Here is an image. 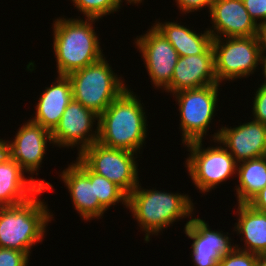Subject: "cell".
Segmentation results:
<instances>
[{"instance_id": "1", "label": "cell", "mask_w": 266, "mask_h": 266, "mask_svg": "<svg viewBox=\"0 0 266 266\" xmlns=\"http://www.w3.org/2000/svg\"><path fill=\"white\" fill-rule=\"evenodd\" d=\"M128 88L99 115L98 142L109 148L137 153L146 137V115Z\"/></svg>"}, {"instance_id": "2", "label": "cell", "mask_w": 266, "mask_h": 266, "mask_svg": "<svg viewBox=\"0 0 266 266\" xmlns=\"http://www.w3.org/2000/svg\"><path fill=\"white\" fill-rule=\"evenodd\" d=\"M95 20L98 19L86 18L83 21L60 18L55 21L53 49L58 75L67 76L103 57L99 37L92 27Z\"/></svg>"}, {"instance_id": "3", "label": "cell", "mask_w": 266, "mask_h": 266, "mask_svg": "<svg viewBox=\"0 0 266 266\" xmlns=\"http://www.w3.org/2000/svg\"><path fill=\"white\" fill-rule=\"evenodd\" d=\"M138 184L128 195L127 208L132 211L142 230L145 241L151 234H156L170 226L174 221L189 218L193 212V203L188 195L166 193L158 190H145ZM181 217V218H180Z\"/></svg>"}, {"instance_id": "4", "label": "cell", "mask_w": 266, "mask_h": 266, "mask_svg": "<svg viewBox=\"0 0 266 266\" xmlns=\"http://www.w3.org/2000/svg\"><path fill=\"white\" fill-rule=\"evenodd\" d=\"M37 196L16 206L0 207V248L16 249L29 256L31 246L42 242L52 217Z\"/></svg>"}, {"instance_id": "5", "label": "cell", "mask_w": 266, "mask_h": 266, "mask_svg": "<svg viewBox=\"0 0 266 266\" xmlns=\"http://www.w3.org/2000/svg\"><path fill=\"white\" fill-rule=\"evenodd\" d=\"M72 85L73 100L102 114L127 88L112 71L105 57L67 75Z\"/></svg>"}, {"instance_id": "6", "label": "cell", "mask_w": 266, "mask_h": 266, "mask_svg": "<svg viewBox=\"0 0 266 266\" xmlns=\"http://www.w3.org/2000/svg\"><path fill=\"white\" fill-rule=\"evenodd\" d=\"M213 38L215 75L222 80H234L254 73L261 58L258 36Z\"/></svg>"}, {"instance_id": "7", "label": "cell", "mask_w": 266, "mask_h": 266, "mask_svg": "<svg viewBox=\"0 0 266 266\" xmlns=\"http://www.w3.org/2000/svg\"><path fill=\"white\" fill-rule=\"evenodd\" d=\"M134 154L96 142L86 147L78 156L94 173L115 183L129 195L139 184Z\"/></svg>"}, {"instance_id": "8", "label": "cell", "mask_w": 266, "mask_h": 266, "mask_svg": "<svg viewBox=\"0 0 266 266\" xmlns=\"http://www.w3.org/2000/svg\"><path fill=\"white\" fill-rule=\"evenodd\" d=\"M190 154L187 170L193 183L202 192H209L237 171V162L222 146L202 148V141L187 143Z\"/></svg>"}, {"instance_id": "9", "label": "cell", "mask_w": 266, "mask_h": 266, "mask_svg": "<svg viewBox=\"0 0 266 266\" xmlns=\"http://www.w3.org/2000/svg\"><path fill=\"white\" fill-rule=\"evenodd\" d=\"M219 84L187 89L175 93L178 101L182 129V143L202 141L217 103Z\"/></svg>"}, {"instance_id": "10", "label": "cell", "mask_w": 266, "mask_h": 266, "mask_svg": "<svg viewBox=\"0 0 266 266\" xmlns=\"http://www.w3.org/2000/svg\"><path fill=\"white\" fill-rule=\"evenodd\" d=\"M136 40L152 83L156 88L163 87L166 90L171 84L174 67L179 59L177 51L154 26Z\"/></svg>"}, {"instance_id": "11", "label": "cell", "mask_w": 266, "mask_h": 266, "mask_svg": "<svg viewBox=\"0 0 266 266\" xmlns=\"http://www.w3.org/2000/svg\"><path fill=\"white\" fill-rule=\"evenodd\" d=\"M96 119L98 121L99 115L72 99L65 109L58 126L51 133L52 143L62 147H73L81 144L79 154L86 147L98 142V122L95 133H91L93 122Z\"/></svg>"}, {"instance_id": "12", "label": "cell", "mask_w": 266, "mask_h": 266, "mask_svg": "<svg viewBox=\"0 0 266 266\" xmlns=\"http://www.w3.org/2000/svg\"><path fill=\"white\" fill-rule=\"evenodd\" d=\"M213 140L224 145L237 163L266 156V125L255 120L235 128L222 127Z\"/></svg>"}, {"instance_id": "13", "label": "cell", "mask_w": 266, "mask_h": 266, "mask_svg": "<svg viewBox=\"0 0 266 266\" xmlns=\"http://www.w3.org/2000/svg\"><path fill=\"white\" fill-rule=\"evenodd\" d=\"M61 177L70 192L75 210L84 220L103 216L107 210L95 198V173L79 157L63 170Z\"/></svg>"}, {"instance_id": "14", "label": "cell", "mask_w": 266, "mask_h": 266, "mask_svg": "<svg viewBox=\"0 0 266 266\" xmlns=\"http://www.w3.org/2000/svg\"><path fill=\"white\" fill-rule=\"evenodd\" d=\"M209 12L214 24V30H208L212 38L258 36L260 26L250 17L242 0H214Z\"/></svg>"}, {"instance_id": "15", "label": "cell", "mask_w": 266, "mask_h": 266, "mask_svg": "<svg viewBox=\"0 0 266 266\" xmlns=\"http://www.w3.org/2000/svg\"><path fill=\"white\" fill-rule=\"evenodd\" d=\"M208 226L200 218L185 224L186 236L193 239L191 254L195 266H218L221 258L235 248L227 235L212 231Z\"/></svg>"}, {"instance_id": "16", "label": "cell", "mask_w": 266, "mask_h": 266, "mask_svg": "<svg viewBox=\"0 0 266 266\" xmlns=\"http://www.w3.org/2000/svg\"><path fill=\"white\" fill-rule=\"evenodd\" d=\"M218 84L215 75L214 50L212 45L199 55L179 56L167 92L173 95L187 89Z\"/></svg>"}, {"instance_id": "17", "label": "cell", "mask_w": 266, "mask_h": 266, "mask_svg": "<svg viewBox=\"0 0 266 266\" xmlns=\"http://www.w3.org/2000/svg\"><path fill=\"white\" fill-rule=\"evenodd\" d=\"M48 140L52 143L51 132L29 120L16 133L14 141H8L10 157L25 172L33 174L41 165Z\"/></svg>"}, {"instance_id": "18", "label": "cell", "mask_w": 266, "mask_h": 266, "mask_svg": "<svg viewBox=\"0 0 266 266\" xmlns=\"http://www.w3.org/2000/svg\"><path fill=\"white\" fill-rule=\"evenodd\" d=\"M24 172L11 157L0 164V207L25 203L36 194L53 187L49 182L35 180L33 177L27 180Z\"/></svg>"}, {"instance_id": "19", "label": "cell", "mask_w": 266, "mask_h": 266, "mask_svg": "<svg viewBox=\"0 0 266 266\" xmlns=\"http://www.w3.org/2000/svg\"><path fill=\"white\" fill-rule=\"evenodd\" d=\"M56 83L40 95L36 115L31 119L51 133L58 126L65 109L73 99L72 85L67 76L58 75Z\"/></svg>"}, {"instance_id": "20", "label": "cell", "mask_w": 266, "mask_h": 266, "mask_svg": "<svg viewBox=\"0 0 266 266\" xmlns=\"http://www.w3.org/2000/svg\"><path fill=\"white\" fill-rule=\"evenodd\" d=\"M238 222L235 228L244 235L245 248H235L259 256H266V213L254 209L249 204L238 203Z\"/></svg>"}, {"instance_id": "21", "label": "cell", "mask_w": 266, "mask_h": 266, "mask_svg": "<svg viewBox=\"0 0 266 266\" xmlns=\"http://www.w3.org/2000/svg\"><path fill=\"white\" fill-rule=\"evenodd\" d=\"M153 26L170 42L178 56L203 54L212 45L213 38L208 30L200 35L174 22H158Z\"/></svg>"}, {"instance_id": "22", "label": "cell", "mask_w": 266, "mask_h": 266, "mask_svg": "<svg viewBox=\"0 0 266 266\" xmlns=\"http://www.w3.org/2000/svg\"><path fill=\"white\" fill-rule=\"evenodd\" d=\"M237 171L238 203L248 204L266 186V156L242 161Z\"/></svg>"}, {"instance_id": "23", "label": "cell", "mask_w": 266, "mask_h": 266, "mask_svg": "<svg viewBox=\"0 0 266 266\" xmlns=\"http://www.w3.org/2000/svg\"><path fill=\"white\" fill-rule=\"evenodd\" d=\"M95 198L107 210L116 202H122L127 207L128 195L115 183L95 173Z\"/></svg>"}, {"instance_id": "24", "label": "cell", "mask_w": 266, "mask_h": 266, "mask_svg": "<svg viewBox=\"0 0 266 266\" xmlns=\"http://www.w3.org/2000/svg\"><path fill=\"white\" fill-rule=\"evenodd\" d=\"M72 2L87 18L99 19L118 11L122 0H72Z\"/></svg>"}, {"instance_id": "25", "label": "cell", "mask_w": 266, "mask_h": 266, "mask_svg": "<svg viewBox=\"0 0 266 266\" xmlns=\"http://www.w3.org/2000/svg\"><path fill=\"white\" fill-rule=\"evenodd\" d=\"M259 255L234 248L224 255L218 266H256Z\"/></svg>"}, {"instance_id": "26", "label": "cell", "mask_w": 266, "mask_h": 266, "mask_svg": "<svg viewBox=\"0 0 266 266\" xmlns=\"http://www.w3.org/2000/svg\"><path fill=\"white\" fill-rule=\"evenodd\" d=\"M28 255L22 251L0 248V266H27Z\"/></svg>"}, {"instance_id": "27", "label": "cell", "mask_w": 266, "mask_h": 266, "mask_svg": "<svg viewBox=\"0 0 266 266\" xmlns=\"http://www.w3.org/2000/svg\"><path fill=\"white\" fill-rule=\"evenodd\" d=\"M250 17L260 27L266 25V0H242ZM261 19L260 23L257 20ZM263 20V21H262Z\"/></svg>"}, {"instance_id": "28", "label": "cell", "mask_w": 266, "mask_h": 266, "mask_svg": "<svg viewBox=\"0 0 266 266\" xmlns=\"http://www.w3.org/2000/svg\"><path fill=\"white\" fill-rule=\"evenodd\" d=\"M254 120L266 125V84H262L256 91L253 102Z\"/></svg>"}, {"instance_id": "29", "label": "cell", "mask_w": 266, "mask_h": 266, "mask_svg": "<svg viewBox=\"0 0 266 266\" xmlns=\"http://www.w3.org/2000/svg\"><path fill=\"white\" fill-rule=\"evenodd\" d=\"M177 1L178 7L183 12L189 13L194 12V10H199L205 6L211 8L214 0H175Z\"/></svg>"}, {"instance_id": "30", "label": "cell", "mask_w": 266, "mask_h": 266, "mask_svg": "<svg viewBox=\"0 0 266 266\" xmlns=\"http://www.w3.org/2000/svg\"><path fill=\"white\" fill-rule=\"evenodd\" d=\"M248 204L254 209L266 213V186Z\"/></svg>"}, {"instance_id": "31", "label": "cell", "mask_w": 266, "mask_h": 266, "mask_svg": "<svg viewBox=\"0 0 266 266\" xmlns=\"http://www.w3.org/2000/svg\"><path fill=\"white\" fill-rule=\"evenodd\" d=\"M10 157L9 143L0 139V164L6 161Z\"/></svg>"}, {"instance_id": "32", "label": "cell", "mask_w": 266, "mask_h": 266, "mask_svg": "<svg viewBox=\"0 0 266 266\" xmlns=\"http://www.w3.org/2000/svg\"><path fill=\"white\" fill-rule=\"evenodd\" d=\"M258 37L261 44V54H264L266 51V25L260 27Z\"/></svg>"}, {"instance_id": "33", "label": "cell", "mask_w": 266, "mask_h": 266, "mask_svg": "<svg viewBox=\"0 0 266 266\" xmlns=\"http://www.w3.org/2000/svg\"><path fill=\"white\" fill-rule=\"evenodd\" d=\"M260 64H262L264 67L263 73H264V77L266 78V56H264V54H261V58H260ZM262 84H266V79L264 81V83Z\"/></svg>"}, {"instance_id": "34", "label": "cell", "mask_w": 266, "mask_h": 266, "mask_svg": "<svg viewBox=\"0 0 266 266\" xmlns=\"http://www.w3.org/2000/svg\"><path fill=\"white\" fill-rule=\"evenodd\" d=\"M256 266H266V256H259Z\"/></svg>"}, {"instance_id": "35", "label": "cell", "mask_w": 266, "mask_h": 266, "mask_svg": "<svg viewBox=\"0 0 266 266\" xmlns=\"http://www.w3.org/2000/svg\"><path fill=\"white\" fill-rule=\"evenodd\" d=\"M127 2L128 3H133L134 2L136 4V3L142 2V0H127Z\"/></svg>"}]
</instances>
